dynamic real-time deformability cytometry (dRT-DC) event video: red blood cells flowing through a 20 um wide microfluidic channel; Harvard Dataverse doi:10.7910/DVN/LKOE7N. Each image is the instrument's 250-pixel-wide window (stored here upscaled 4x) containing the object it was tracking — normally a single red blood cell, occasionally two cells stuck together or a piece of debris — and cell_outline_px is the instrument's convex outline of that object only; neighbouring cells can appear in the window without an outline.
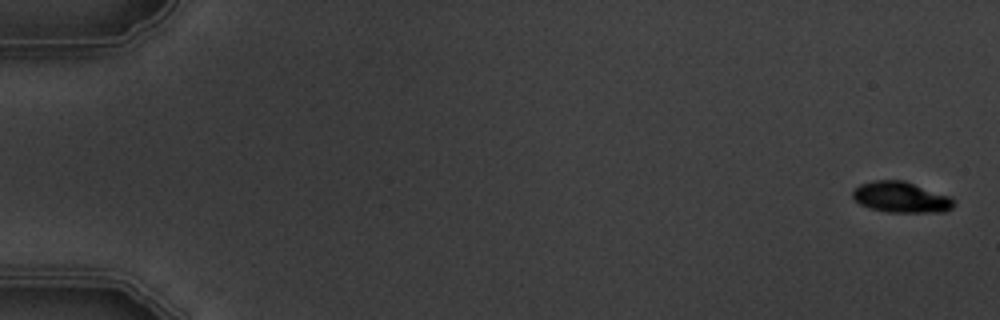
{"species": "common noctule bat (a hibernating species)", "species_latin": "Nyctalus noctula", "temperature_condition": "warm", "stored_images_in_passage": 5, "camera_frame_rate_fps": 3000, "um_per_image_px": 0.085, "animal": {"sex": "male", "body_mass_g": 19.5, "forearm_length_mm": 54.6}, "frame": {"image": 1, "passage_image": 1, "time_ms": 0.0, "image_size_px": [1000, 320], "cell_outline_px": [[956, 204], [952, 208], [944, 212], [888, 212], [872, 208], [860, 204], [852, 196], [852, 192], [860, 184], [872, 180], [904, 180], [952, 196]], "centroid_in_image_um": [76.64, 16.75], "position_along_channel_um": 8.4, "area_um2": 18.32}}
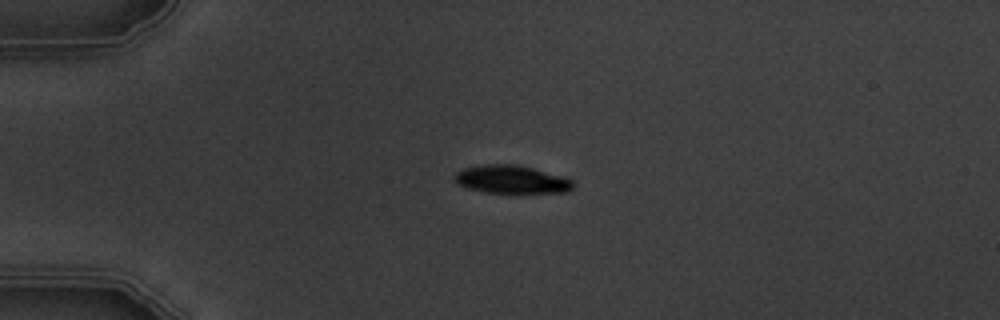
{"frame": {"image": 2, "passage_image": 4, "time_ms": 4.333, "image_size_px": [1000, 320], "cell_outline_px": [[576, 184], [568, 192], [488, 192], [468, 188], [456, 184], [452, 176], [456, 172], [464, 168], [484, 164], [516, 164], [532, 168], [560, 176], [572, 180]], "centroid_in_image_um": [43.43, 15.24], "position_along_channel_um": 41.6, "area_um2": 19.19}}